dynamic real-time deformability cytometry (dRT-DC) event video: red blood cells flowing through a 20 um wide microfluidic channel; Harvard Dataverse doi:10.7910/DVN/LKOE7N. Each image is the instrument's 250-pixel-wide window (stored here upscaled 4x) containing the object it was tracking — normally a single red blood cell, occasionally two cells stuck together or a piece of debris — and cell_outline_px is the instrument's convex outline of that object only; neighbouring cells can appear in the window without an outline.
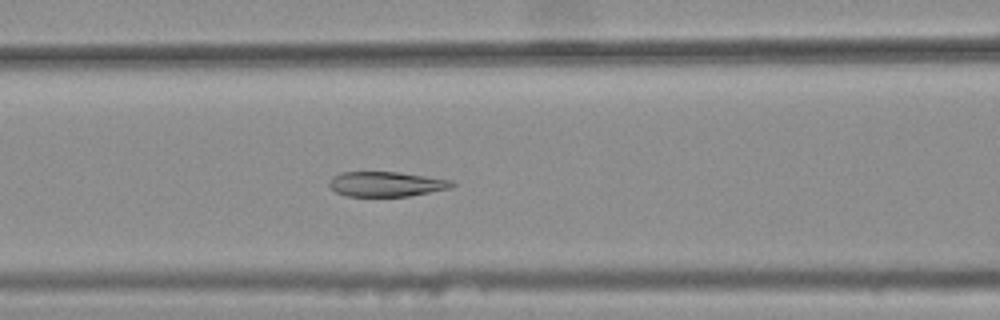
{"species": "common noctule bat (a hibernating species)", "species_latin": "Nyctalus noctula", "temperature_condition": "warm", "stored_images_in_passage": 37, "camera_frame_rate_fps": 3000, "um_per_image_px": 0.085, "animal": {"sex": "female", "body_mass_g": 25.1}, "frame": {"image": 1, "passage_image": 15, "time_ms": 4.667, "image_size_px": [1000, 320], "cell_outline_px": [[456, 184], [452, 188], [408, 196], [348, 196], [336, 192], [328, 184], [328, 180], [332, 176], [340, 172], [396, 172], [452, 180]], "centroid_in_image_um": [32.81, 15.64], "position_along_channel_um": 133.8, "area_um2": 17.8}}
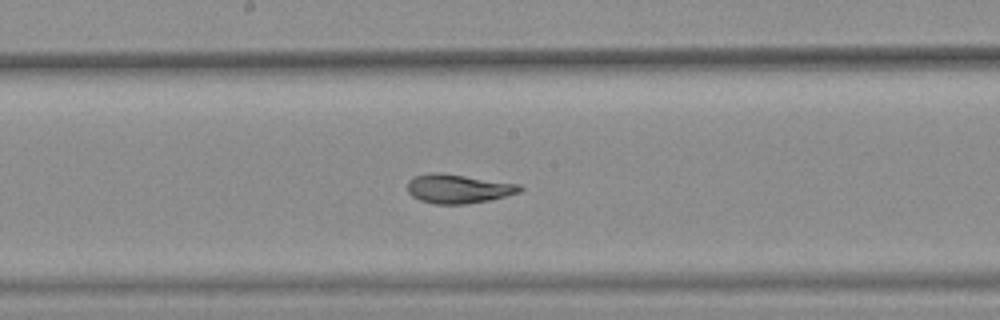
{"frame": {"image": 2, "passage_image": 21, "time_ms": 6.667, "image_size_px": [1000, 320], "cell_outline_px": [[524, 188], [520, 192], [488, 200], [464, 204], [436, 204], [420, 200], [412, 196], [408, 192], [408, 180], [412, 176], [432, 172], [440, 172], [520, 184]], "centroid_in_image_um": [38.92, 16.03], "position_along_channel_um": 209.3, "area_um2": 19.02}}
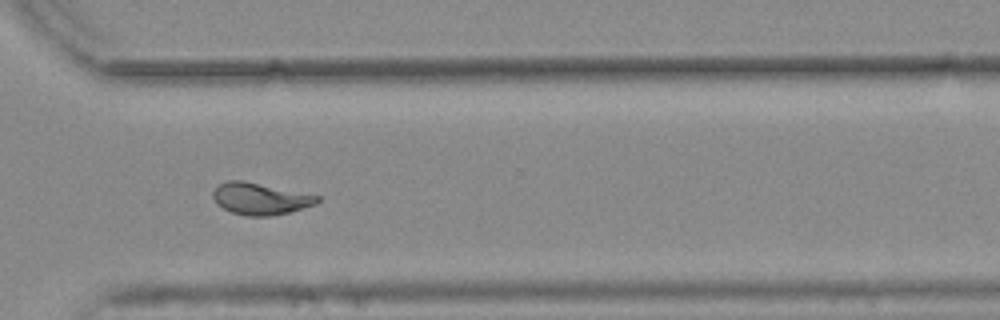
{"frame": {"image": 3, "passage_image": 32, "time_ms": 10.333, "image_size_px": [1000, 320], "cell_outline_px": [[320, 200], [316, 204], [288, 212], [268, 216], [248, 216], [232, 212], [216, 204], [212, 196], [212, 192], [220, 184], [228, 180], [244, 180], [320, 196]], "centroid_in_image_um": [22.1, 16.88], "position_along_channel_um": 348.5, "area_um2": 19.19}, "authors_computed_cell_mechanics": {"area_um2": 19.1896, "velocity_mm_per_s": 3.7846, "shape_relaxation_time_tau1_ms": null, "shape_relaxation_time_tau2_ms": 2.0356, "deformation_change_tau1": null, "deformation_change_tau2": 0.0376}}